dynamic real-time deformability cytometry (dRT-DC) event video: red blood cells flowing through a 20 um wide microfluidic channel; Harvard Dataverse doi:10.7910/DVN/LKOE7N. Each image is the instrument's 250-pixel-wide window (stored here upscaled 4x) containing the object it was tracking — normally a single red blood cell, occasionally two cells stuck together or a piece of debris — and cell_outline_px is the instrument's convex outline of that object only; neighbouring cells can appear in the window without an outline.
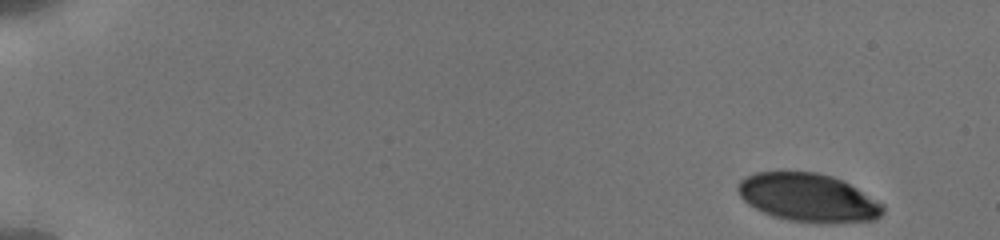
{"species": "human", "species_latin": "Homo sapiens", "temperature_condition": "cold", "stored_images_in_passage": 43, "camera_frame_rate_fps": 3000, "um_per_image_px": 0.085, "donor": {"sex": "male"}, "frame": {"image": 1, "passage_image": 1, "time_ms": 0.0, "image_size_px": [1000, 240], "cell_outline_px": [[884, 212], [876, 220], [832, 224], [816, 224], [788, 220], [772, 216], [748, 204], [740, 196], [736, 188], [740, 180], [744, 176], [756, 172], [816, 172], [832, 176], [844, 180], [884, 204]], "centroid_in_image_um": [68.72, 16.82], "position_along_channel_um": 16.3, "area_um2": 41.44}}
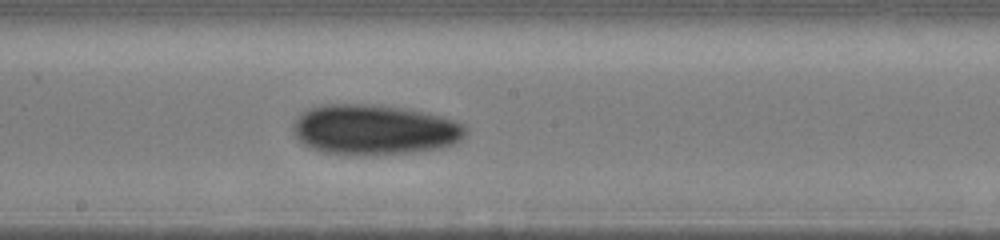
{"frame": {"image": 2, "passage_image": 26, "time_ms": 9.333, "image_size_px": [1000, 240], "cell_outline_px": [[468, 132], [456, 144], [440, 148], [416, 152], [364, 156], [356, 156], [320, 152], [308, 148], [292, 132], [292, 124], [308, 108], [320, 104], [376, 104], [408, 108], [428, 112], [444, 116], [464, 124], [468, 128]], "centroid_in_image_um": [31.85, 11.03], "position_along_channel_um": 216.3, "area_um2": 51.73}}
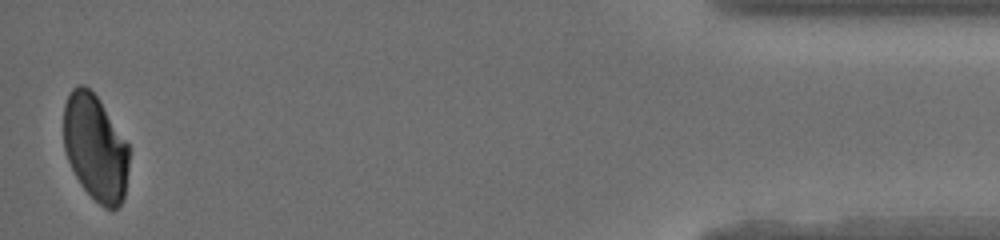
{"frame": {"image": 3, "passage_image": 43, "time_ms": 16.667, "image_size_px": [1000, 240], "cell_outline_px": [[128, 168], [124, 196], [120, 204], [112, 212], [104, 208], [84, 188], [76, 176], [68, 160], [64, 148], [64, 104], [72, 88], [80, 84], [84, 84], [100, 100], [128, 144]], "centroid_in_image_um": [8.1, 12.55], "position_along_channel_um": 427.1, "area_um2": 40.23}, "authors_computed_cell_mechanics": {"area_um2": 47.396, "velocity_mm_per_s": 3.8413, "shape_relaxation_time_tau1_ms": 3.0982, "shape_relaxation_time_tau2_ms": null, "deformation_change_tau1": 0.0856, "deformation_change_tau2": null}}